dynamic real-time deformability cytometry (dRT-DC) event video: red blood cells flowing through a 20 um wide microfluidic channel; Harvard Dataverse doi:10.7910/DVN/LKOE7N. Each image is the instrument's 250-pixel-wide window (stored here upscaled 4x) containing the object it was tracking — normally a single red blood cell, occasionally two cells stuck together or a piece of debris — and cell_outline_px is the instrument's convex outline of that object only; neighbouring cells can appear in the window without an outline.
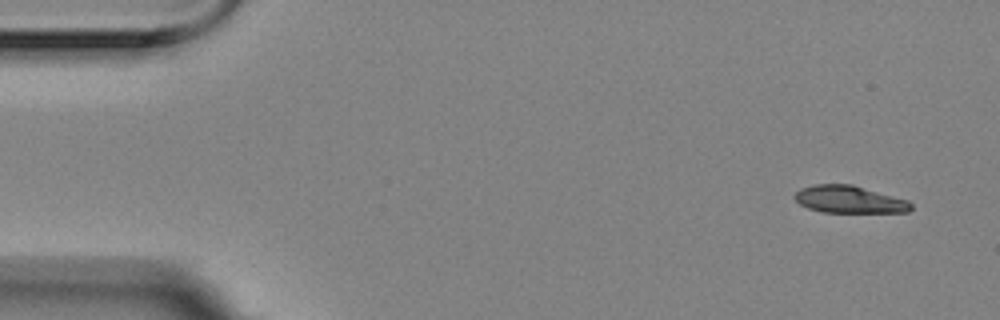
{"species": "Egyptian fruit bat (a non-hibernating species)", "species_latin": "Rousettus aegyptiacus", "temperature_condition": "room temperature", "stored_images_in_passage": 9, "camera_frame_rate_fps": 3000, "um_per_image_px": 0.085, "animal": {"sex": "female"}, "frame": {"image": 1, "passage_image": 1, "time_ms": 0.0, "image_size_px": [1000, 320], "cell_outline_px": [[912, 208], [908, 212], [824, 212], [808, 208], [800, 204], [792, 196], [800, 188], [812, 184], [852, 184], [908, 200], [912, 204]], "centroid_in_image_um": [72.17, 16.94], "position_along_channel_um": 12.8, "area_um2": 18.55}}
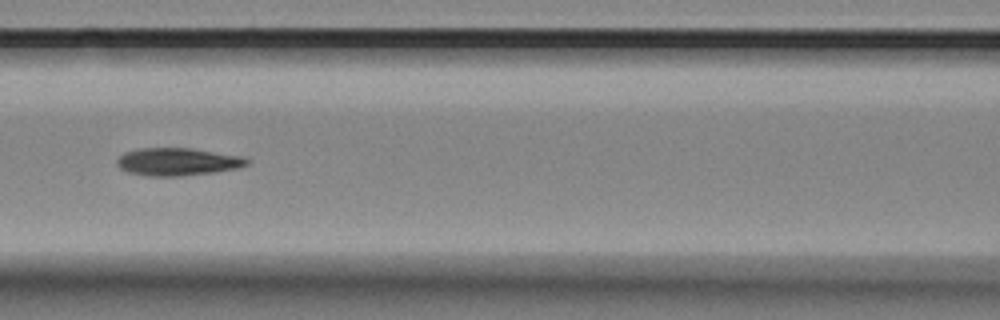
{"frame": {"image": 2, "passage_image": 7, "time_ms": 2.0, "image_size_px": [1000, 320], "cell_outline_px": [[248, 164], [236, 168], [212, 172], [180, 176], [152, 176], [128, 172], [120, 168], [116, 164], [116, 160], [124, 152], [136, 148], [192, 148], [240, 156], [248, 160]], "centroid_in_image_um": [15.03, 13.74], "position_along_channel_um": 151.6, "area_um2": 20.75}}
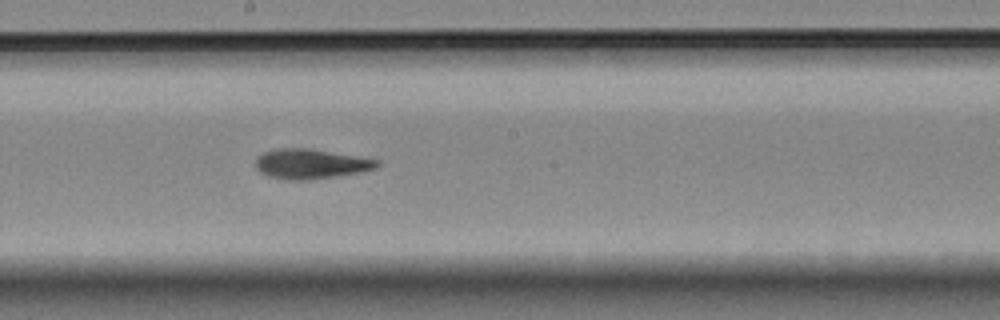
{"frame": {"image": 3, "passage_image": 9, "time_ms": 2.667, "image_size_px": [1000, 320], "cell_outline_px": [[380, 164], [376, 168], [360, 172], [336, 176], [308, 180], [288, 180], [268, 176], [260, 172], [256, 168], [256, 156], [264, 152], [276, 148], [308, 148], [380, 160]], "centroid_in_image_um": [26.39, 13.93], "position_along_channel_um": 221.8, "area_um2": 21.1}}